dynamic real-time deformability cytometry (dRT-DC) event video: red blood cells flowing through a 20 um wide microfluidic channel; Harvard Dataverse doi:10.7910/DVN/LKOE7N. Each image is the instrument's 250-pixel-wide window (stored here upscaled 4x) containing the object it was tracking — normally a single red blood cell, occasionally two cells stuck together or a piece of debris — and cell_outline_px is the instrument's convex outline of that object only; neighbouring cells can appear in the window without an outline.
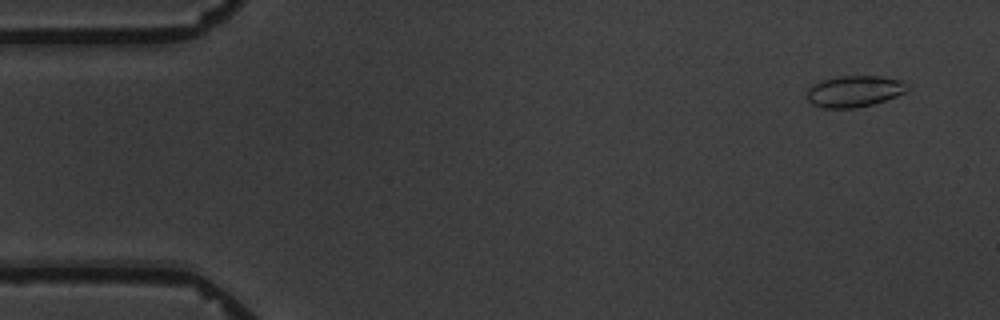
{"species": "common noctule bat (a hibernating species)", "species_latin": "Nyctalus noctula", "temperature_condition": "warm", "stored_images_in_passage": 6, "camera_frame_rate_fps": 3000, "um_per_image_px": 0.085, "animal": {"sex": "male", "body_mass_g": 19.5, "forearm_length_mm": 54.6}, "frame": {"image": 1, "passage_image": 1, "time_ms": 0.0, "image_size_px": [1000, 320], "cell_outline_px": [[908, 88], [904, 92], [896, 96], [872, 104], [852, 108], [824, 108], [812, 104], [808, 100], [808, 88], [820, 80], [840, 76], [880, 76], [900, 80], [908, 84]], "centroid_in_image_um": [72.6, 7.75], "position_along_channel_um": 12.4, "area_um2": 18.15}}
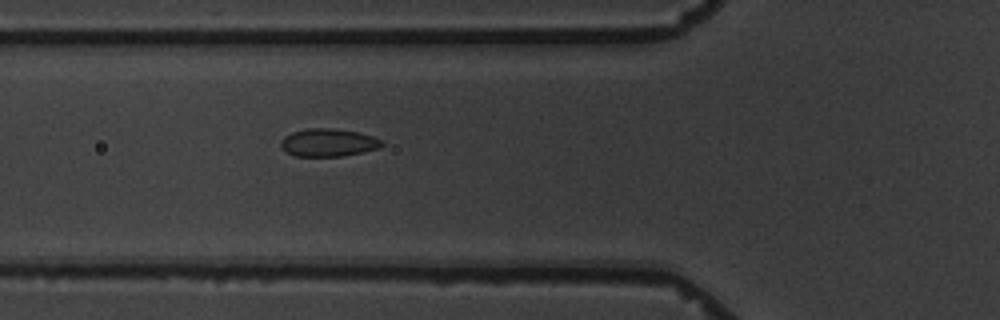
{"frame": {"image": 2, "passage_image": 6, "time_ms": 5.667, "image_size_px": [1000, 320], "cell_outline_px": [[384, 144], [380, 148], [340, 156], [296, 156], [288, 152], [280, 144], [280, 140], [284, 136], [292, 132], [308, 128], [332, 128], [360, 132], [384, 140]], "centroid_in_image_um": [27.93, 12.1], "position_along_channel_um": 97.9, "area_um2": 16.36}}